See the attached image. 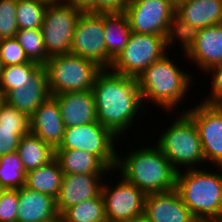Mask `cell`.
Returning a JSON list of instances; mask_svg holds the SVG:
<instances>
[{"instance_id":"obj_31","label":"cell","mask_w":222,"mask_h":222,"mask_svg":"<svg viewBox=\"0 0 222 222\" xmlns=\"http://www.w3.org/2000/svg\"><path fill=\"white\" fill-rule=\"evenodd\" d=\"M47 6L46 3L39 0H17L18 29L41 28Z\"/></svg>"},{"instance_id":"obj_16","label":"cell","mask_w":222,"mask_h":222,"mask_svg":"<svg viewBox=\"0 0 222 222\" xmlns=\"http://www.w3.org/2000/svg\"><path fill=\"white\" fill-rule=\"evenodd\" d=\"M29 118L30 132L55 151L60 146L65 131L58 101L50 96L36 108Z\"/></svg>"},{"instance_id":"obj_39","label":"cell","mask_w":222,"mask_h":222,"mask_svg":"<svg viewBox=\"0 0 222 222\" xmlns=\"http://www.w3.org/2000/svg\"><path fill=\"white\" fill-rule=\"evenodd\" d=\"M63 2L83 11L95 12V0H63Z\"/></svg>"},{"instance_id":"obj_29","label":"cell","mask_w":222,"mask_h":222,"mask_svg":"<svg viewBox=\"0 0 222 222\" xmlns=\"http://www.w3.org/2000/svg\"><path fill=\"white\" fill-rule=\"evenodd\" d=\"M198 33V28L188 24L175 13L168 24L167 32L164 37L166 48H170V46L175 45L173 43H175L178 39V41L180 40L179 43L181 42L186 56L193 48Z\"/></svg>"},{"instance_id":"obj_32","label":"cell","mask_w":222,"mask_h":222,"mask_svg":"<svg viewBox=\"0 0 222 222\" xmlns=\"http://www.w3.org/2000/svg\"><path fill=\"white\" fill-rule=\"evenodd\" d=\"M0 128L16 129L24 136L30 132V118L2 100L0 103Z\"/></svg>"},{"instance_id":"obj_22","label":"cell","mask_w":222,"mask_h":222,"mask_svg":"<svg viewBox=\"0 0 222 222\" xmlns=\"http://www.w3.org/2000/svg\"><path fill=\"white\" fill-rule=\"evenodd\" d=\"M131 28L124 12L104 13V36L106 42V68L119 56L127 45Z\"/></svg>"},{"instance_id":"obj_35","label":"cell","mask_w":222,"mask_h":222,"mask_svg":"<svg viewBox=\"0 0 222 222\" xmlns=\"http://www.w3.org/2000/svg\"><path fill=\"white\" fill-rule=\"evenodd\" d=\"M18 189H4L0 195V222H17Z\"/></svg>"},{"instance_id":"obj_45","label":"cell","mask_w":222,"mask_h":222,"mask_svg":"<svg viewBox=\"0 0 222 222\" xmlns=\"http://www.w3.org/2000/svg\"><path fill=\"white\" fill-rule=\"evenodd\" d=\"M222 113V99L214 104Z\"/></svg>"},{"instance_id":"obj_7","label":"cell","mask_w":222,"mask_h":222,"mask_svg":"<svg viewBox=\"0 0 222 222\" xmlns=\"http://www.w3.org/2000/svg\"><path fill=\"white\" fill-rule=\"evenodd\" d=\"M118 139L98 121L65 128L62 142L56 150H85L95 155L109 170L116 168L115 141Z\"/></svg>"},{"instance_id":"obj_1","label":"cell","mask_w":222,"mask_h":222,"mask_svg":"<svg viewBox=\"0 0 222 222\" xmlns=\"http://www.w3.org/2000/svg\"><path fill=\"white\" fill-rule=\"evenodd\" d=\"M92 92L97 121L120 139L124 132L135 125L132 123L143 107L137 78L103 68L95 78Z\"/></svg>"},{"instance_id":"obj_11","label":"cell","mask_w":222,"mask_h":222,"mask_svg":"<svg viewBox=\"0 0 222 222\" xmlns=\"http://www.w3.org/2000/svg\"><path fill=\"white\" fill-rule=\"evenodd\" d=\"M124 13L131 32L165 36L176 9L168 0H128Z\"/></svg>"},{"instance_id":"obj_41","label":"cell","mask_w":222,"mask_h":222,"mask_svg":"<svg viewBox=\"0 0 222 222\" xmlns=\"http://www.w3.org/2000/svg\"><path fill=\"white\" fill-rule=\"evenodd\" d=\"M194 222H222V219H196Z\"/></svg>"},{"instance_id":"obj_27","label":"cell","mask_w":222,"mask_h":222,"mask_svg":"<svg viewBox=\"0 0 222 222\" xmlns=\"http://www.w3.org/2000/svg\"><path fill=\"white\" fill-rule=\"evenodd\" d=\"M42 66L37 62L2 66L0 71V95L4 97L10 90L17 89V85L31 82L33 75Z\"/></svg>"},{"instance_id":"obj_25","label":"cell","mask_w":222,"mask_h":222,"mask_svg":"<svg viewBox=\"0 0 222 222\" xmlns=\"http://www.w3.org/2000/svg\"><path fill=\"white\" fill-rule=\"evenodd\" d=\"M17 153L26 172L47 164L55 157V151L31 132L21 137Z\"/></svg>"},{"instance_id":"obj_47","label":"cell","mask_w":222,"mask_h":222,"mask_svg":"<svg viewBox=\"0 0 222 222\" xmlns=\"http://www.w3.org/2000/svg\"><path fill=\"white\" fill-rule=\"evenodd\" d=\"M2 100H3V97L0 95V103H1Z\"/></svg>"},{"instance_id":"obj_19","label":"cell","mask_w":222,"mask_h":222,"mask_svg":"<svg viewBox=\"0 0 222 222\" xmlns=\"http://www.w3.org/2000/svg\"><path fill=\"white\" fill-rule=\"evenodd\" d=\"M199 69L207 72L222 63V24L199 29L193 48L186 55Z\"/></svg>"},{"instance_id":"obj_43","label":"cell","mask_w":222,"mask_h":222,"mask_svg":"<svg viewBox=\"0 0 222 222\" xmlns=\"http://www.w3.org/2000/svg\"><path fill=\"white\" fill-rule=\"evenodd\" d=\"M176 9L182 2H184L185 0H168Z\"/></svg>"},{"instance_id":"obj_37","label":"cell","mask_w":222,"mask_h":222,"mask_svg":"<svg viewBox=\"0 0 222 222\" xmlns=\"http://www.w3.org/2000/svg\"><path fill=\"white\" fill-rule=\"evenodd\" d=\"M212 72V84L209 97L203 103L214 105L222 99V63L210 68L207 73Z\"/></svg>"},{"instance_id":"obj_40","label":"cell","mask_w":222,"mask_h":222,"mask_svg":"<svg viewBox=\"0 0 222 222\" xmlns=\"http://www.w3.org/2000/svg\"><path fill=\"white\" fill-rule=\"evenodd\" d=\"M39 222H63V219L62 215L58 213L55 217L48 218Z\"/></svg>"},{"instance_id":"obj_33","label":"cell","mask_w":222,"mask_h":222,"mask_svg":"<svg viewBox=\"0 0 222 222\" xmlns=\"http://www.w3.org/2000/svg\"><path fill=\"white\" fill-rule=\"evenodd\" d=\"M16 10L17 0H0V40L17 34Z\"/></svg>"},{"instance_id":"obj_2","label":"cell","mask_w":222,"mask_h":222,"mask_svg":"<svg viewBox=\"0 0 222 222\" xmlns=\"http://www.w3.org/2000/svg\"><path fill=\"white\" fill-rule=\"evenodd\" d=\"M117 155L115 169H120V176L145 194L175 190L177 171L157 145Z\"/></svg>"},{"instance_id":"obj_17","label":"cell","mask_w":222,"mask_h":222,"mask_svg":"<svg viewBox=\"0 0 222 222\" xmlns=\"http://www.w3.org/2000/svg\"><path fill=\"white\" fill-rule=\"evenodd\" d=\"M50 97L46 68L42 66L32 77L31 82L17 85L3 100L10 106L30 117L47 98Z\"/></svg>"},{"instance_id":"obj_44","label":"cell","mask_w":222,"mask_h":222,"mask_svg":"<svg viewBox=\"0 0 222 222\" xmlns=\"http://www.w3.org/2000/svg\"><path fill=\"white\" fill-rule=\"evenodd\" d=\"M129 222H149L144 216L136 218V219H132Z\"/></svg>"},{"instance_id":"obj_9","label":"cell","mask_w":222,"mask_h":222,"mask_svg":"<svg viewBox=\"0 0 222 222\" xmlns=\"http://www.w3.org/2000/svg\"><path fill=\"white\" fill-rule=\"evenodd\" d=\"M82 12L65 2L46 7L41 30L49 57L70 53L74 30Z\"/></svg>"},{"instance_id":"obj_4","label":"cell","mask_w":222,"mask_h":222,"mask_svg":"<svg viewBox=\"0 0 222 222\" xmlns=\"http://www.w3.org/2000/svg\"><path fill=\"white\" fill-rule=\"evenodd\" d=\"M196 167L176 173L175 190L196 219H222V173Z\"/></svg>"},{"instance_id":"obj_36","label":"cell","mask_w":222,"mask_h":222,"mask_svg":"<svg viewBox=\"0 0 222 222\" xmlns=\"http://www.w3.org/2000/svg\"><path fill=\"white\" fill-rule=\"evenodd\" d=\"M22 136L16 129L0 128V156L16 152Z\"/></svg>"},{"instance_id":"obj_28","label":"cell","mask_w":222,"mask_h":222,"mask_svg":"<svg viewBox=\"0 0 222 222\" xmlns=\"http://www.w3.org/2000/svg\"><path fill=\"white\" fill-rule=\"evenodd\" d=\"M26 173L17 151L0 156V185L4 189L25 186Z\"/></svg>"},{"instance_id":"obj_20","label":"cell","mask_w":222,"mask_h":222,"mask_svg":"<svg viewBox=\"0 0 222 222\" xmlns=\"http://www.w3.org/2000/svg\"><path fill=\"white\" fill-rule=\"evenodd\" d=\"M17 222H39L58 214L56 199L31 190L26 186L18 189Z\"/></svg>"},{"instance_id":"obj_46","label":"cell","mask_w":222,"mask_h":222,"mask_svg":"<svg viewBox=\"0 0 222 222\" xmlns=\"http://www.w3.org/2000/svg\"><path fill=\"white\" fill-rule=\"evenodd\" d=\"M3 190H4V188L0 185V195H1Z\"/></svg>"},{"instance_id":"obj_24","label":"cell","mask_w":222,"mask_h":222,"mask_svg":"<svg viewBox=\"0 0 222 222\" xmlns=\"http://www.w3.org/2000/svg\"><path fill=\"white\" fill-rule=\"evenodd\" d=\"M63 176L60 164L54 157L47 164L28 171L25 186L56 199L62 185Z\"/></svg>"},{"instance_id":"obj_12","label":"cell","mask_w":222,"mask_h":222,"mask_svg":"<svg viewBox=\"0 0 222 222\" xmlns=\"http://www.w3.org/2000/svg\"><path fill=\"white\" fill-rule=\"evenodd\" d=\"M116 186L102 185L107 222H129L143 216L146 194L123 177ZM121 181V182H120ZM111 187V188H110Z\"/></svg>"},{"instance_id":"obj_18","label":"cell","mask_w":222,"mask_h":222,"mask_svg":"<svg viewBox=\"0 0 222 222\" xmlns=\"http://www.w3.org/2000/svg\"><path fill=\"white\" fill-rule=\"evenodd\" d=\"M53 97L58 101L65 128L97 121L96 104L92 90L65 92Z\"/></svg>"},{"instance_id":"obj_13","label":"cell","mask_w":222,"mask_h":222,"mask_svg":"<svg viewBox=\"0 0 222 222\" xmlns=\"http://www.w3.org/2000/svg\"><path fill=\"white\" fill-rule=\"evenodd\" d=\"M194 121L201 139L205 162L222 169V113L202 101L195 108L185 111Z\"/></svg>"},{"instance_id":"obj_14","label":"cell","mask_w":222,"mask_h":222,"mask_svg":"<svg viewBox=\"0 0 222 222\" xmlns=\"http://www.w3.org/2000/svg\"><path fill=\"white\" fill-rule=\"evenodd\" d=\"M143 216L149 222H194L196 220L176 190L146 194Z\"/></svg>"},{"instance_id":"obj_3","label":"cell","mask_w":222,"mask_h":222,"mask_svg":"<svg viewBox=\"0 0 222 222\" xmlns=\"http://www.w3.org/2000/svg\"><path fill=\"white\" fill-rule=\"evenodd\" d=\"M167 55L148 66L137 78L142 102L170 111L184 100L192 81Z\"/></svg>"},{"instance_id":"obj_34","label":"cell","mask_w":222,"mask_h":222,"mask_svg":"<svg viewBox=\"0 0 222 222\" xmlns=\"http://www.w3.org/2000/svg\"><path fill=\"white\" fill-rule=\"evenodd\" d=\"M0 62L2 66L34 62L26 55L15 37L0 40Z\"/></svg>"},{"instance_id":"obj_15","label":"cell","mask_w":222,"mask_h":222,"mask_svg":"<svg viewBox=\"0 0 222 222\" xmlns=\"http://www.w3.org/2000/svg\"><path fill=\"white\" fill-rule=\"evenodd\" d=\"M106 174H65L56 198V208L62 214L67 208L101 194Z\"/></svg>"},{"instance_id":"obj_38","label":"cell","mask_w":222,"mask_h":222,"mask_svg":"<svg viewBox=\"0 0 222 222\" xmlns=\"http://www.w3.org/2000/svg\"><path fill=\"white\" fill-rule=\"evenodd\" d=\"M128 0H95V12H124Z\"/></svg>"},{"instance_id":"obj_21","label":"cell","mask_w":222,"mask_h":222,"mask_svg":"<svg viewBox=\"0 0 222 222\" xmlns=\"http://www.w3.org/2000/svg\"><path fill=\"white\" fill-rule=\"evenodd\" d=\"M176 14L198 29L222 24V0H185Z\"/></svg>"},{"instance_id":"obj_30","label":"cell","mask_w":222,"mask_h":222,"mask_svg":"<svg viewBox=\"0 0 222 222\" xmlns=\"http://www.w3.org/2000/svg\"><path fill=\"white\" fill-rule=\"evenodd\" d=\"M15 38L31 61L44 65L50 58L46 52L41 28L18 29Z\"/></svg>"},{"instance_id":"obj_8","label":"cell","mask_w":222,"mask_h":222,"mask_svg":"<svg viewBox=\"0 0 222 222\" xmlns=\"http://www.w3.org/2000/svg\"><path fill=\"white\" fill-rule=\"evenodd\" d=\"M165 36L131 32L127 45L112 62L111 71L127 77L138 76L166 54Z\"/></svg>"},{"instance_id":"obj_10","label":"cell","mask_w":222,"mask_h":222,"mask_svg":"<svg viewBox=\"0 0 222 222\" xmlns=\"http://www.w3.org/2000/svg\"><path fill=\"white\" fill-rule=\"evenodd\" d=\"M70 53L106 68L104 13L83 11L74 30Z\"/></svg>"},{"instance_id":"obj_23","label":"cell","mask_w":222,"mask_h":222,"mask_svg":"<svg viewBox=\"0 0 222 222\" xmlns=\"http://www.w3.org/2000/svg\"><path fill=\"white\" fill-rule=\"evenodd\" d=\"M63 174H105L109 170L95 155L85 150H55Z\"/></svg>"},{"instance_id":"obj_6","label":"cell","mask_w":222,"mask_h":222,"mask_svg":"<svg viewBox=\"0 0 222 222\" xmlns=\"http://www.w3.org/2000/svg\"><path fill=\"white\" fill-rule=\"evenodd\" d=\"M43 66L50 96L92 90L97 74L103 69L96 62L72 53L51 56Z\"/></svg>"},{"instance_id":"obj_26","label":"cell","mask_w":222,"mask_h":222,"mask_svg":"<svg viewBox=\"0 0 222 222\" xmlns=\"http://www.w3.org/2000/svg\"><path fill=\"white\" fill-rule=\"evenodd\" d=\"M63 222H107L102 194L67 208Z\"/></svg>"},{"instance_id":"obj_5","label":"cell","mask_w":222,"mask_h":222,"mask_svg":"<svg viewBox=\"0 0 222 222\" xmlns=\"http://www.w3.org/2000/svg\"><path fill=\"white\" fill-rule=\"evenodd\" d=\"M158 138L157 146L177 172L180 166L194 169L205 163L198 129L185 110Z\"/></svg>"},{"instance_id":"obj_42","label":"cell","mask_w":222,"mask_h":222,"mask_svg":"<svg viewBox=\"0 0 222 222\" xmlns=\"http://www.w3.org/2000/svg\"><path fill=\"white\" fill-rule=\"evenodd\" d=\"M42 1L44 3H46L47 5H51V4H57V3H62L63 0H39Z\"/></svg>"}]
</instances>
